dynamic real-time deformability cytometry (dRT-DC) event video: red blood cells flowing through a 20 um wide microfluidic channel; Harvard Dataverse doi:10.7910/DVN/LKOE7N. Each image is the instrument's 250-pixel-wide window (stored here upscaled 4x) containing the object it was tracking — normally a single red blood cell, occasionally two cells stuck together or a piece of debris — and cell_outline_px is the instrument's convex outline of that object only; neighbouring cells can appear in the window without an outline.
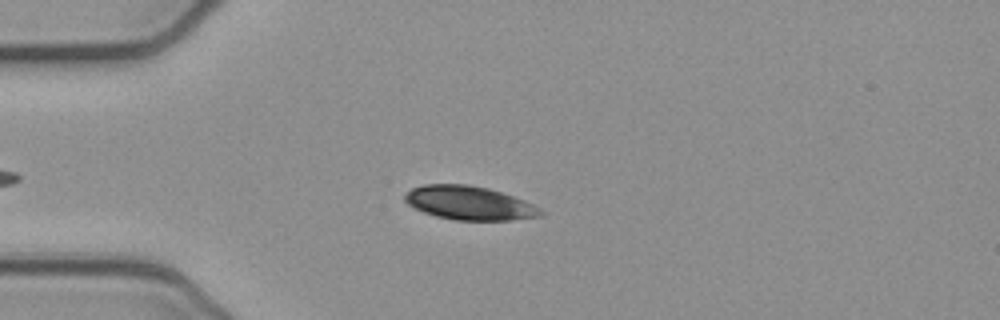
{"species": "common noctule bat (a hibernating species)", "species_latin": "Nyctalus noctula", "temperature_condition": "cold", "stored_images_in_passage": 45, "camera_frame_rate_fps": 3000, "um_per_image_px": 0.085, "animal": {"sex": "female", "body_mass_g": 21.9}, "frame": {"image": 1, "passage_image": 10, "time_ms": 3.0, "image_size_px": [1000, 320], "cell_outline_px": [[544, 216], [512, 220], [456, 220], [436, 216], [412, 208], [404, 200], [404, 196], [412, 188], [424, 184], [468, 184], [488, 188], [524, 200], [540, 208], [544, 212]], "centroid_in_image_um": [39.89, 17.26], "position_along_channel_um": 45.1, "area_um2": 26.76}}
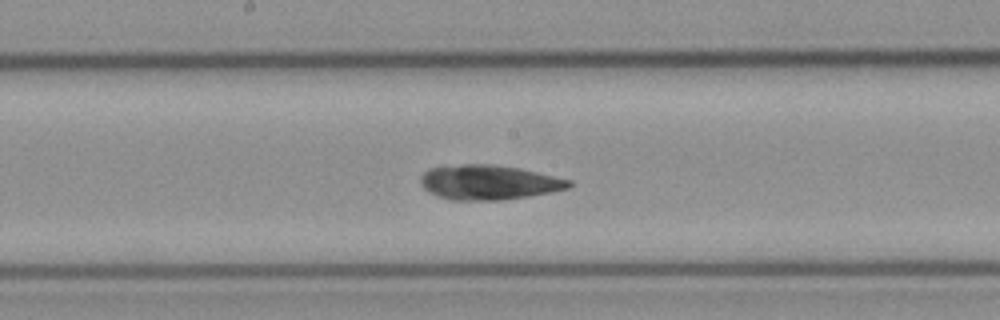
{"frame": {"image": 2, "passage_image": 24, "time_ms": 7.667, "image_size_px": [1000, 320], "cell_outline_px": [[572, 184], [568, 188], [528, 196], [500, 200], [452, 200], [436, 196], [428, 192], [420, 184], [420, 176], [428, 168], [464, 164], [492, 164], [520, 168], [572, 180]], "centroid_in_image_um": [41.5, 15.49], "position_along_channel_um": 206.7, "area_um2": 30.0}}
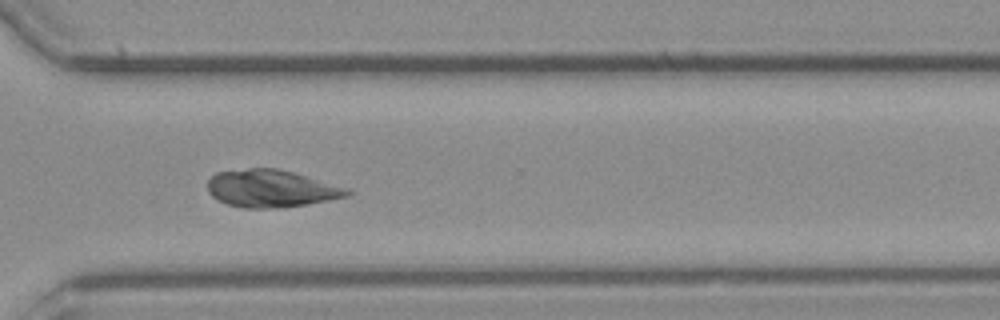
{"frame": {"image": 3, "passage_image": 35, "time_ms": 11.333, "image_size_px": [1000, 320], "cell_outline_px": [[352, 192], [348, 196], [328, 200], [304, 204], [272, 208], [244, 208], [228, 204], [212, 196], [208, 192], [208, 180], [216, 172], [248, 168], [276, 168], [292, 172], [352, 188]], "centroid_in_image_um": [23.07, 16.01], "position_along_channel_um": 347.5, "area_um2": 30.35}, "authors_computed_cell_mechanics": {"area_um2": 28.4954, "velocity_mm_per_s": 3.8606, "shape_relaxation_time_tau1_ms": 4.1993, "shape_relaxation_time_tau2_ms": 1.5526, "deformation_change_tau1": 0.1235, "deformation_change_tau2": 0.0675}}